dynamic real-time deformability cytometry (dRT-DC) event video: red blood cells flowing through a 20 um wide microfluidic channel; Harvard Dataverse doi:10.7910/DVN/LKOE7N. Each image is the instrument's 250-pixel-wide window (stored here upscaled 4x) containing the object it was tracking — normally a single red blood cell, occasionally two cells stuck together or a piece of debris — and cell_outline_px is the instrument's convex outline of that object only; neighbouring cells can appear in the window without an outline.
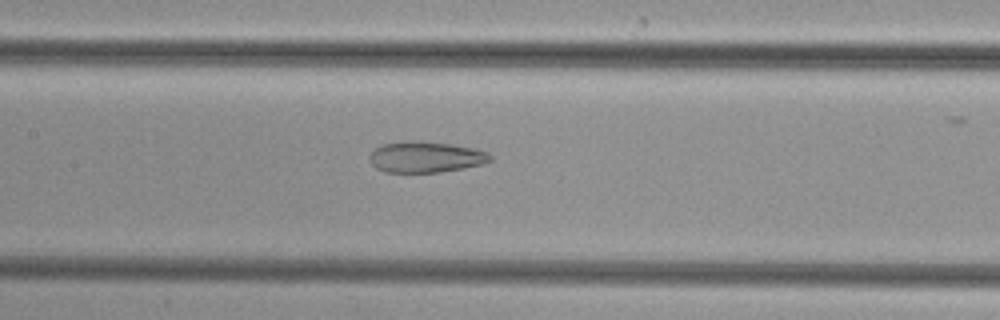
{"species": "common noctule bat (a hibernating species)", "species_latin": "Nyctalus noctula", "temperature_condition": "cold", "stored_images_in_passage": 41, "camera_frame_rate_fps": 3000, "um_per_image_px": 0.085, "animal": {"sex": "female", "body_mass_g": 29.2, "forearm_length_mm": 56.3}, "frame": {"image": 1, "passage_image": 15, "time_ms": 4.667, "image_size_px": [1000, 320], "cell_outline_px": [[492, 160], [484, 164], [464, 168], [440, 172], [384, 172], [376, 168], [372, 164], [368, 156], [376, 148], [384, 144], [416, 140], [420, 140], [452, 144], [472, 148], [488, 152], [492, 156]], "centroid_in_image_um": [36.21, 13.35], "position_along_channel_um": 171.2, "area_um2": 21.85}}
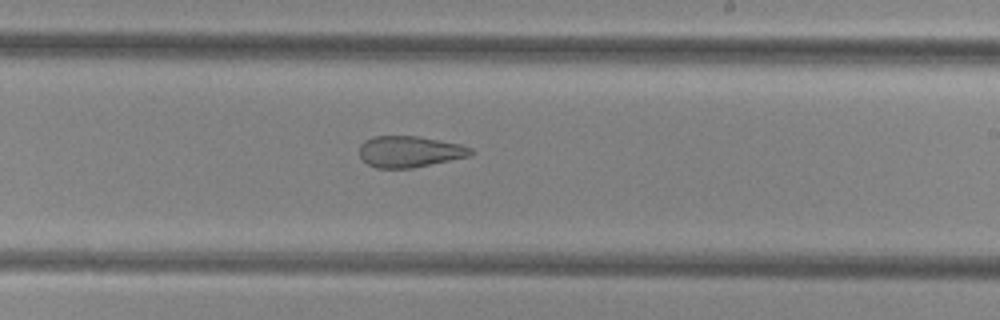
{"frame": {"image": 2, "passage_image": 21, "time_ms": 6.667, "image_size_px": [1000, 320], "cell_outline_px": [[476, 152], [468, 156], [412, 168], [376, 168], [368, 164], [360, 156], [360, 144], [364, 140], [372, 136], [420, 136], [460, 144], [472, 148]], "centroid_in_image_um": [34.81, 12.87], "position_along_channel_um": 254.2, "area_um2": 20.29}}
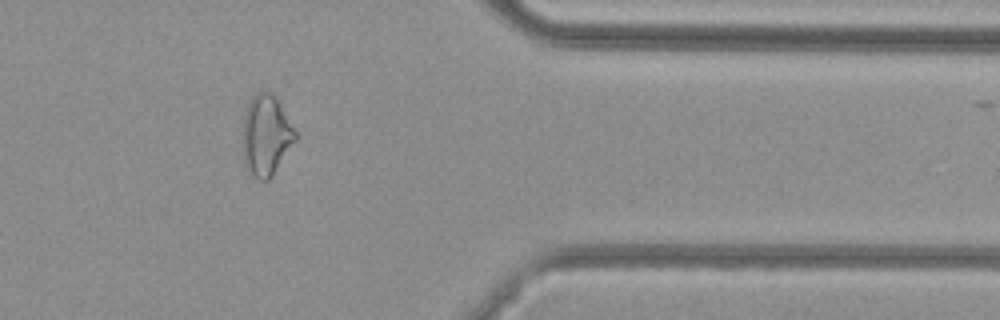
{"frame": {"image": 3, "passage_image": 32, "time_ms": 10.333, "image_size_px": [1000, 320], "cell_outline_px": [[296, 140], [272, 176], [268, 180], [256, 180], [244, 168], [244, 116], [248, 100], [260, 88], [272, 92], [276, 96], [296, 132]], "centroid_in_image_um": [22.61, 11.48], "position_along_channel_um": 388.8, "area_um2": 24.97}}